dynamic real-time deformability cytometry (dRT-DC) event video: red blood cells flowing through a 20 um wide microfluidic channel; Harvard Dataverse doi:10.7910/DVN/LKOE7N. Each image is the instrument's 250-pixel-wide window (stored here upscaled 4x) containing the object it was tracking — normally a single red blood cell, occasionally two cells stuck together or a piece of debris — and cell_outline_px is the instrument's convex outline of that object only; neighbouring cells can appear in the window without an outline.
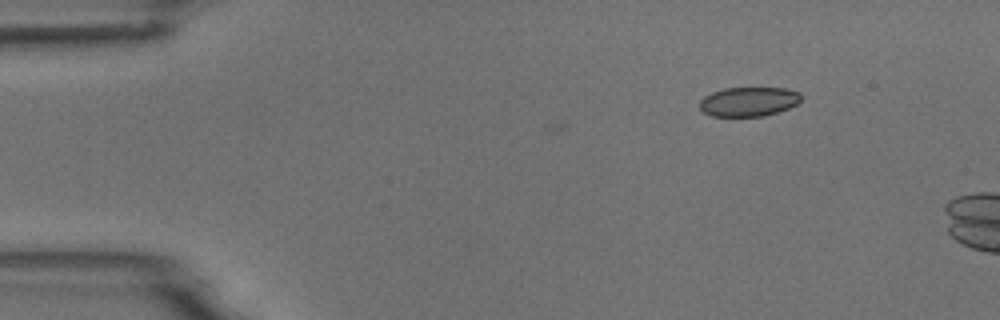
{"species": "common noctule bat (a hibernating species)", "species_latin": "Nyctalus noctula", "temperature_condition": "room temperature", "stored_images_in_passage": 2, "camera_frame_rate_fps": 3000, "um_per_image_px": 0.085, "animal": {"sex": "male", "body_mass_g": 18.8}, "frame": {"image": 1, "passage_image": 2, "time_ms": 1.333, "image_size_px": [1000, 320], "cell_outline_px": [[800, 100], [796, 104], [788, 108], [764, 116], [712, 116], [704, 112], [700, 108], [700, 100], [704, 96], [712, 92], [724, 88], [784, 88], [800, 92]], "centroid_in_image_um": [63.62, 8.63], "position_along_channel_um": 21.4, "area_um2": 17.22}}